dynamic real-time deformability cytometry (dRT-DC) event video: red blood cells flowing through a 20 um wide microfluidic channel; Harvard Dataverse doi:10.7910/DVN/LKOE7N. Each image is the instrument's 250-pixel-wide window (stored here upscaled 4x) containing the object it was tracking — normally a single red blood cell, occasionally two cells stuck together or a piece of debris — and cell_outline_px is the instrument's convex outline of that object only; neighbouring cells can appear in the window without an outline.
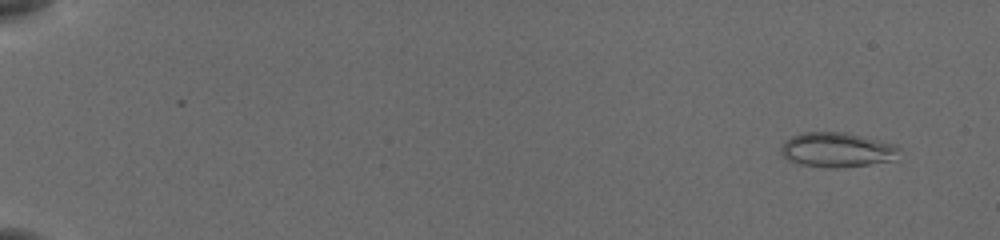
{"species": "common noctule bat (a hibernating species)", "species_latin": "Nyctalus noctula", "temperature_condition": "cold", "stored_images_in_passage": 55, "camera_frame_rate_fps": 3000, "um_per_image_px": 0.085, "animal": {"sex": "female", "body_mass_g": 19.5, "forearm_length_mm": 54.1}, "frame": {"image": 1, "passage_image": 4, "time_ms": 1.0, "image_size_px": [1000, 240], "cell_outline_px": [[900, 148], [896, 160], [840, 168], [828, 168], [796, 164], [780, 156], [780, 148], [784, 140], [800, 132], [844, 132], [892, 144]], "centroid_in_image_um": [71.06, 12.75], "position_along_channel_um": 13.9, "area_um2": 24.1}}
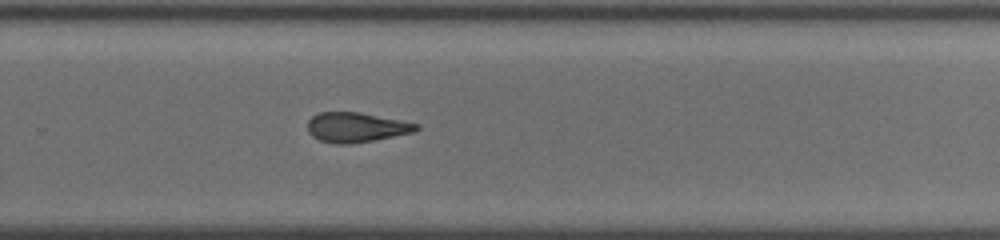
{"frame": {"image": 2, "passage_image": 39, "time_ms": 12.667, "image_size_px": [1000, 240], "cell_outline_px": [[420, 128], [416, 132], [372, 140], [348, 144], [336, 144], [320, 140], [312, 136], [308, 132], [308, 120], [312, 116], [320, 112], [356, 112], [400, 120], [420, 124]], "centroid_in_image_um": [30.28, 10.82], "position_along_channel_um": 299.5, "area_um2": 18.73}}
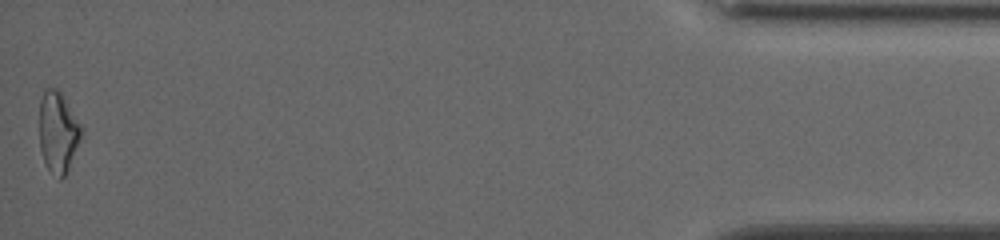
{"frame": {"image": 3, "passage_image": 55, "time_ms": 18.0, "image_size_px": [1000, 240], "cell_outline_px": [[84, 128], [68, 168], [64, 176], [60, 180], [44, 164], [40, 148], [40, 100], [44, 88], [56, 88], [60, 92]], "centroid_in_image_um": [4.92, 11.21], "position_along_channel_um": 430.3, "area_um2": 19.59}, "authors_computed_cell_mechanics": {"area_um2": 19.7098, "velocity_mm_per_s": 3.8991, "shape_relaxation_time_tau1_ms": 10.7096, "shape_relaxation_time_tau2_ms": 3.4356, "deformation_change_tau1": 0.2537, "deformation_change_tau2": 0.1333}}